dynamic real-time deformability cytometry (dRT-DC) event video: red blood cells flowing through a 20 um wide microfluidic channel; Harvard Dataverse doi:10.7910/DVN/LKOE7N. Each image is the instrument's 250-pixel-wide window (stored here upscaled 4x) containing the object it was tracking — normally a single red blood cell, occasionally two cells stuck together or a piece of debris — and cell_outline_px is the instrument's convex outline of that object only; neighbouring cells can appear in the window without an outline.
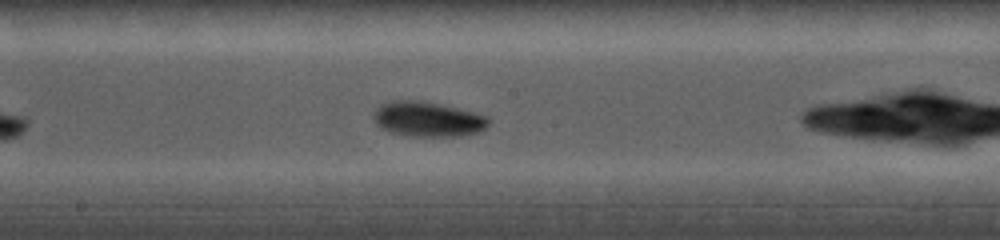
{"species": "common noctule bat (a hibernating species)", "species_latin": "Nyctalus noctula", "temperature_condition": "cold", "stored_images_in_passage": 18, "camera_frame_rate_fps": 5000, "um_per_image_px": 0.085, "animal": {"sex": "female", "body_mass_g": 19.0, "forearm_length_mm": 56.7}, "frame": {"image": 1, "passage_image": 6, "time_ms": 3.6, "image_size_px": [1000, 240], "cell_outline_px": [[492, 120], [484, 128], [476, 132], [460, 136], [408, 136], [388, 132], [380, 128], [376, 124], [372, 112], [380, 104], [392, 100], [420, 100], [456, 108], [488, 116]], "centroid_in_image_um": [36.3, 10.13], "position_along_channel_um": 211.9, "area_um2": 23.52}}
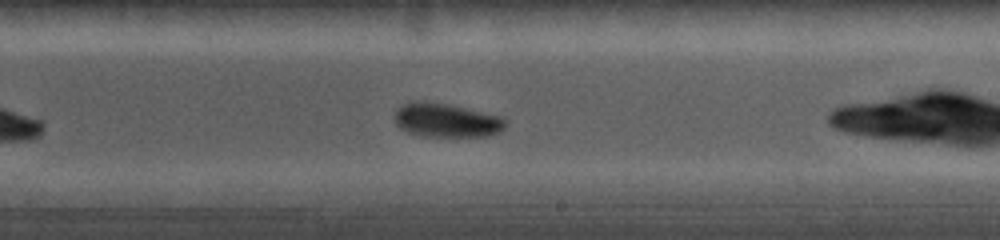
{"frame": {"image": 2, "passage_image": 8, "time_ms": 4.6, "image_size_px": [1000, 240], "cell_outline_px": [[508, 120], [504, 128], [500, 132], [488, 136], [420, 136], [408, 132], [400, 128], [396, 124], [396, 108], [400, 104], [412, 100], [424, 100], [452, 104], [500, 116]], "centroid_in_image_um": [37.93, 10.19], "position_along_channel_um": 251.1, "area_um2": 22.37}}